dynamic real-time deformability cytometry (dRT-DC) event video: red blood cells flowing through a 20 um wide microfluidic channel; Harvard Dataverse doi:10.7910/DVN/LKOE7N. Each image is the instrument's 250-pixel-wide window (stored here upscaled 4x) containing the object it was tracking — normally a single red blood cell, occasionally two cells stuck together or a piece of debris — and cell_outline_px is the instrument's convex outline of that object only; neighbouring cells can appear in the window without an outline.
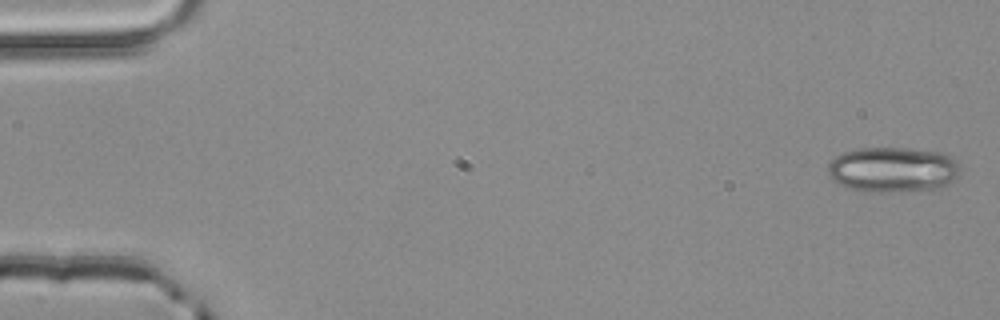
{"species": "common noctule bat (a hibernating species)", "species_latin": "Nyctalus noctula", "temperature_condition": "room temperature", "stored_images_in_passage": 3, "camera_frame_rate_fps": 3000, "um_per_image_px": 0.085, "animal": {"sex": "male", "body_mass_g": 20.4}, "frame": {"image": 1, "passage_image": 1, "time_ms": 0.0, "image_size_px": [1000, 320], "cell_outline_px": [[960, 176], [948, 184], [940, 188], [880, 192], [868, 192], [848, 188], [832, 180], [828, 176], [828, 164], [836, 156], [844, 152], [860, 148], [908, 148], [940, 152], [952, 156], [956, 160], [960, 168]], "centroid_in_image_um": [75.91, 14.41], "position_along_channel_um": 9.1, "area_um2": 35.08}}